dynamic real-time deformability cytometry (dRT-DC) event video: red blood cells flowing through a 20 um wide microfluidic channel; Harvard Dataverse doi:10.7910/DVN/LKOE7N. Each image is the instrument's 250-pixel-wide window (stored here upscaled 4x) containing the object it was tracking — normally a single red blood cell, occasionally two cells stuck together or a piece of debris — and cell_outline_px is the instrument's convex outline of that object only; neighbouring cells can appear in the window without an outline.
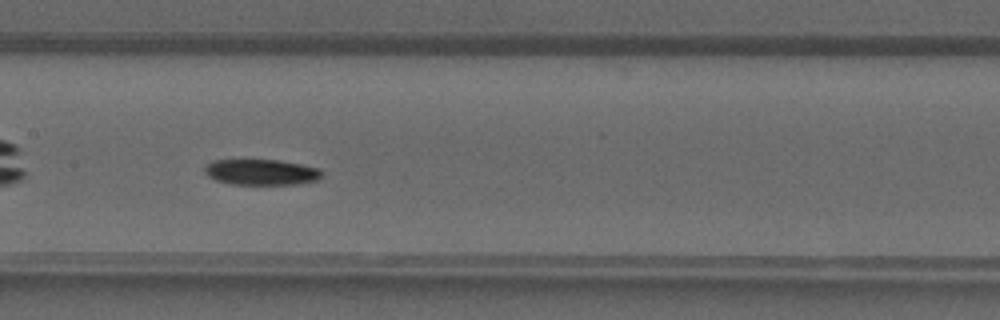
{"species": "common noctule bat (a hibernating species)", "species_latin": "Nyctalus noctula", "temperature_condition": "warm", "stored_images_in_passage": 29, "camera_frame_rate_fps": 3000, "um_per_image_px": 0.085, "animal": {"sex": "male", "forearm_length_mm": 52.5}, "frame": {"image": 1, "passage_image": 9, "time_ms": 2.667, "image_size_px": [1000, 320], "cell_outline_px": [[324, 176], [316, 180], [296, 184], [232, 184], [216, 180], [208, 176], [204, 172], [204, 168], [212, 160], [280, 160], [320, 168], [324, 172]], "centroid_in_image_um": [22.24, 14.63], "position_along_channel_um": 185.2, "area_um2": 17.63}}
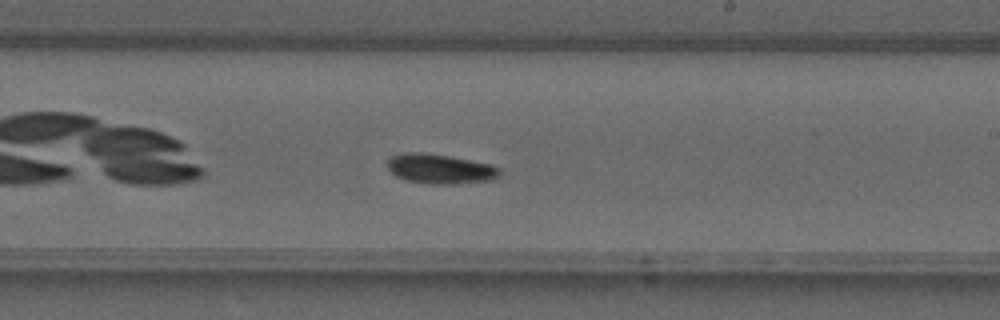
{"frame": {"image": 2, "passage_image": 13, "time_ms": 4.0, "image_size_px": [1000, 320], "cell_outline_px": [[500, 176], [492, 180], [452, 184], [428, 184], [404, 180], [396, 176], [384, 164], [392, 156], [404, 152], [424, 152], [448, 156], [492, 164], [500, 168]], "centroid_in_image_um": [37.39, 14.35], "position_along_channel_um": 251.6, "area_um2": 19.65}}
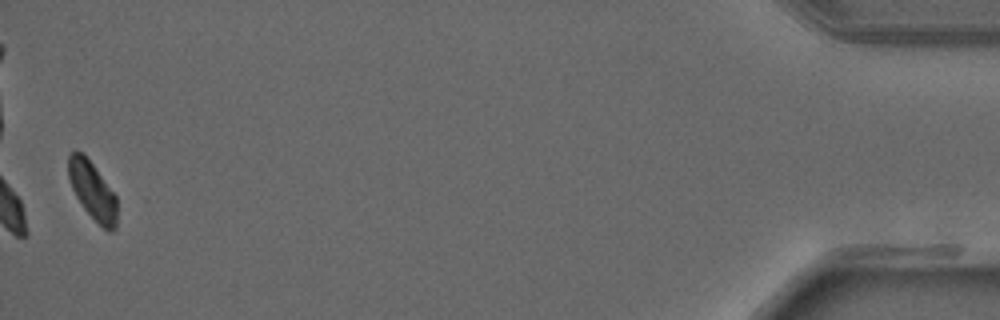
{"frame": {"image": 3, "passage_image": 29, "time_ms": 9.333, "image_size_px": [1000, 320], "cell_outline_px": [[116, 228], [112, 232], [108, 232], [84, 208], [76, 196], [72, 188], [68, 176], [68, 156], [72, 152], [80, 152], [92, 164], [116, 196]], "centroid_in_image_um": [7.86, 16.23], "position_along_channel_um": 427.3, "area_um2": 15.84}}